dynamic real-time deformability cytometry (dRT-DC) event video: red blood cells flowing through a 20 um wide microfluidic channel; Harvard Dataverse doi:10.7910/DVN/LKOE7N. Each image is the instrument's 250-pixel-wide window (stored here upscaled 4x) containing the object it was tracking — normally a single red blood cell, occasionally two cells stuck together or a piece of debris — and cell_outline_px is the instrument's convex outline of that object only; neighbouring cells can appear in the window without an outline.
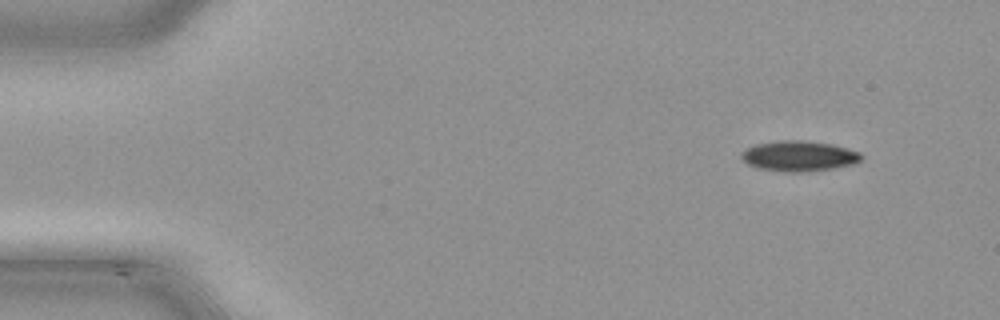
{"species": "common noctule bat (a hibernating species)", "species_latin": "Nyctalus noctula", "temperature_condition": "cold", "stored_images_in_passage": 44, "camera_frame_rate_fps": 3000, "um_per_image_px": 0.085, "animal": {"sex": "male", "body_mass_g": 21.5, "forearm_length_mm": 52.0}, "frame": {"image": 1, "passage_image": 1, "time_ms": 0.0, "image_size_px": [1000, 320], "cell_outline_px": [[864, 156], [860, 160], [852, 164], [832, 168], [804, 172], [784, 172], [756, 168], [748, 164], [740, 156], [740, 152], [756, 144], [784, 140], [800, 140], [832, 144], [860, 152]], "centroid_in_image_um": [67.89, 13.27], "position_along_channel_um": 17.1, "area_um2": 21.15}}
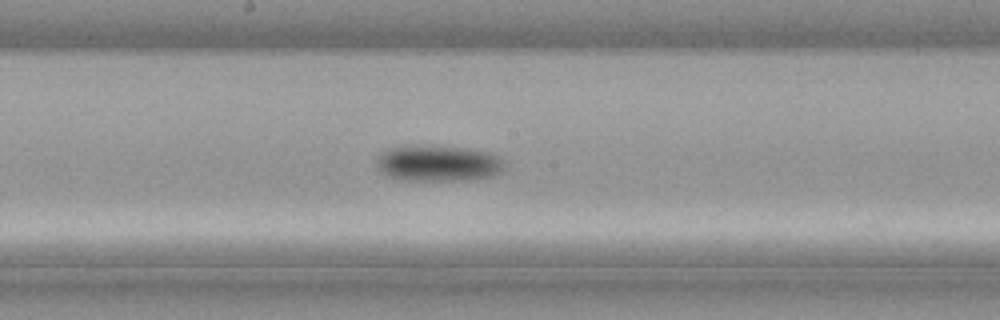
{"frame": {"image": 2, "passage_image": 22, "time_ms": 7.0, "image_size_px": [1000, 320], "cell_outline_px": [[504, 168], [500, 172], [492, 176], [452, 180], [396, 180], [384, 176], [376, 168], [376, 160], [380, 152], [388, 148], [404, 144], [432, 144], [468, 148], [492, 152], [504, 160]], "centroid_in_image_um": [37.15, 13.84], "position_along_channel_um": 211.1, "area_um2": 27.92}}
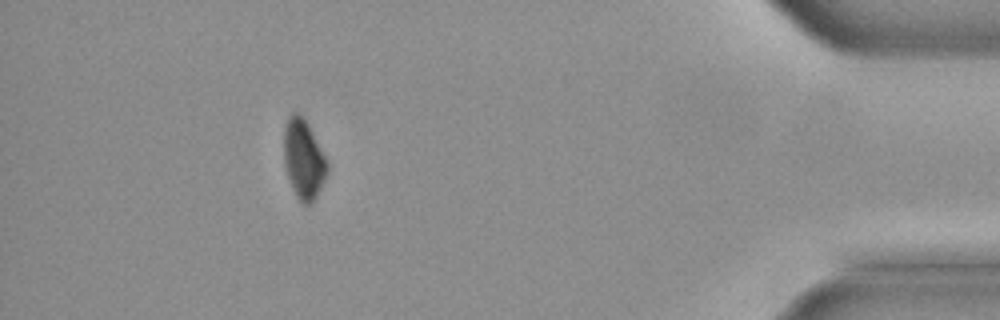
{"frame": {"image": 3, "passage_image": 40, "time_ms": 13.0, "image_size_px": [1000, 320], "cell_outline_px": [[328, 172], [312, 204], [304, 204], [296, 196], [292, 188], [284, 164], [284, 128], [288, 116], [292, 112], [296, 112], [308, 124], [328, 164]], "centroid_in_image_um": [25.79, 13.54], "position_along_channel_um": 409.4, "area_um2": 19.71}}